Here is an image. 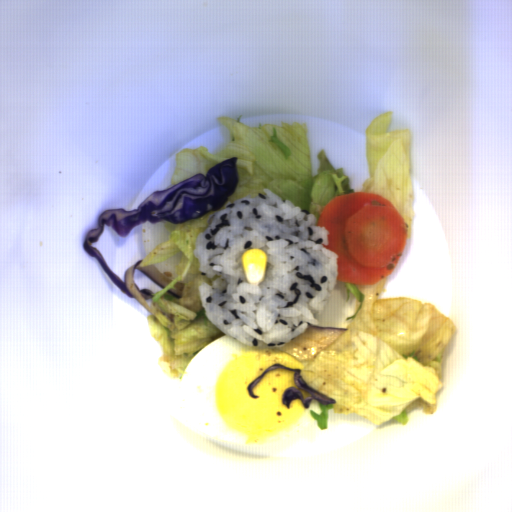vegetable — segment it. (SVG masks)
<instances>
[{"label": "vegetable", "instance_id": "f7b5029e", "mask_svg": "<svg viewBox=\"0 0 512 512\" xmlns=\"http://www.w3.org/2000/svg\"><path fill=\"white\" fill-rule=\"evenodd\" d=\"M392 121V112H387L365 130L370 177L361 192L389 201L402 219L407 241L413 219L411 130L390 132Z\"/></svg>", "mask_w": 512, "mask_h": 512}, {"label": "vegetable", "instance_id": "add77e79", "mask_svg": "<svg viewBox=\"0 0 512 512\" xmlns=\"http://www.w3.org/2000/svg\"><path fill=\"white\" fill-rule=\"evenodd\" d=\"M218 123L229 133L226 147L216 152L207 146L184 148L176 155L174 175L167 189L196 175L207 176L209 170L225 160L238 158V181L232 196L218 210H211L198 219L171 223L163 227L170 233L148 253L138 268L154 265L180 254L176 275L168 287L147 298L151 313L146 324L155 342L162 349L158 362L162 369L176 379L182 376L195 356L218 338L228 335L206 316L199 287L221 276L208 278L200 271V260L194 255L196 238L209 226V216L225 210L228 203L249 196L254 198L269 189L276 196L289 200L300 212L314 214L317 222L328 202L341 194L355 192L341 167H333L326 151L317 153L319 168L313 174L309 132L306 122L282 123L250 128L238 119L218 116ZM176 282L185 284L183 295L177 298L167 292Z\"/></svg>", "mask_w": 512, "mask_h": 512}, {"label": "vegetable", "instance_id": "ea0f7189", "mask_svg": "<svg viewBox=\"0 0 512 512\" xmlns=\"http://www.w3.org/2000/svg\"><path fill=\"white\" fill-rule=\"evenodd\" d=\"M387 276L375 284L345 282L346 302L354 307L347 329L308 360L306 385L333 399L320 413L309 410L317 427L328 428V411L363 417L375 426L394 420L407 425L408 413L434 414L442 390L446 351L454 323L429 302L381 298Z\"/></svg>", "mask_w": 512, "mask_h": 512}]
</instances>
